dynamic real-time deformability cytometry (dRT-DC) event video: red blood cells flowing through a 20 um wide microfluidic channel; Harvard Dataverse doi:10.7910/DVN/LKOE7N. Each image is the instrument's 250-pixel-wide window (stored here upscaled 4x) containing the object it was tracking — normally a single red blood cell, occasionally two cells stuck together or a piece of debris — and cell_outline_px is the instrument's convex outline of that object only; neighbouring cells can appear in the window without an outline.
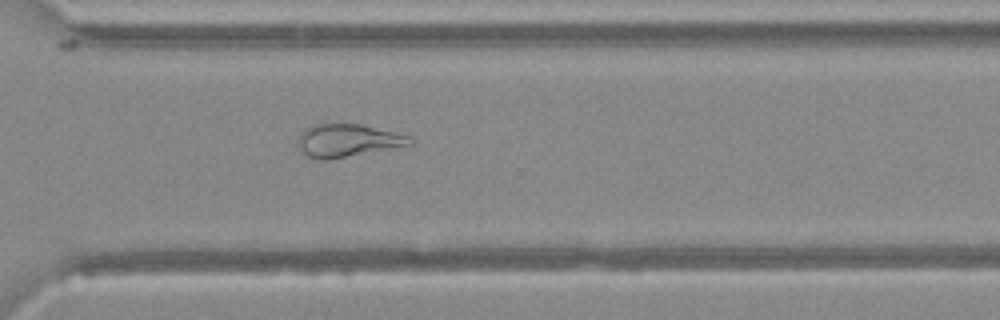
{"species": "Egyptian fruit bat (a non-hibernating species)", "species_latin": "Rousettus aegyptiacus", "temperature_condition": "warm", "stored_images_in_passage": 38, "camera_frame_rate_fps": 3000, "um_per_image_px": 0.085, "animal": {"sex": "female"}, "frame": {"image": 1, "passage_image": 25, "time_ms": 8.0, "image_size_px": [1000, 320], "cell_outline_px": [[416, 144], [328, 160], [320, 160], [308, 156], [300, 148], [300, 132], [304, 128], [312, 124], [360, 124], [408, 136]], "centroid_in_image_um": [29.55, 11.95], "position_along_channel_um": 341.0, "area_um2": 21.15}}
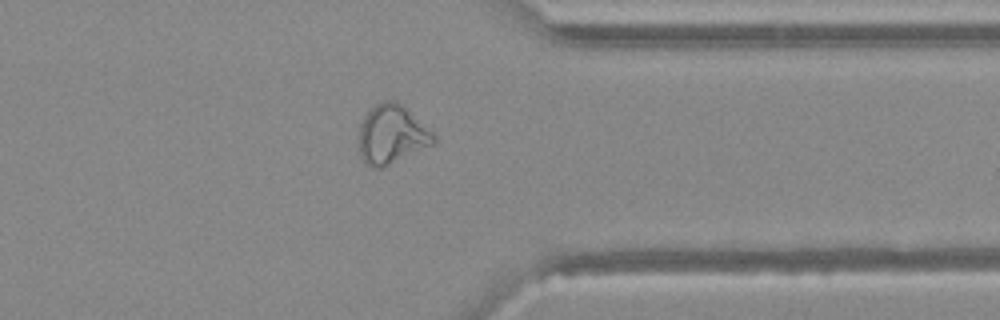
{"frame": {"image": 2, "passage_image": 28, "time_ms": 9.0, "image_size_px": [1000, 320], "cell_outline_px": [[436, 140], [432, 144], [380, 168], [372, 168], [364, 164], [360, 156], [360, 124], [364, 116], [376, 104], [384, 100], [396, 100], [432, 132], [436, 136]], "centroid_in_image_um": [33.26, 11.43], "position_along_channel_um": 378.1, "area_um2": 25.03}}
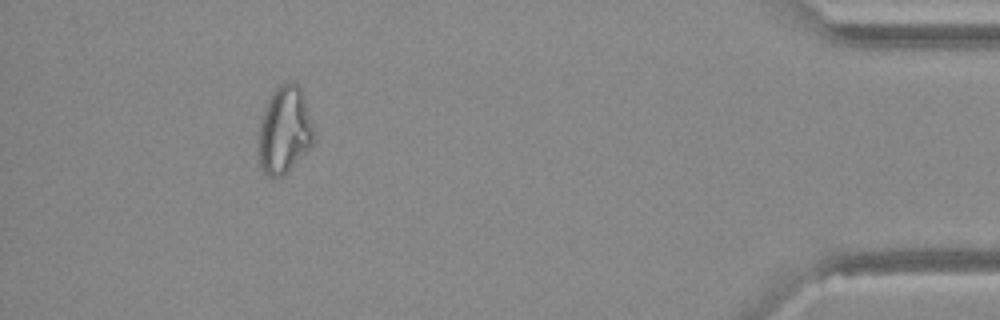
{"frame": {"image": 3, "passage_image": 34, "time_ms": 11.0, "image_size_px": [1000, 320], "cell_outline_px": [[316, 140], [280, 176], [268, 176], [264, 172], [260, 164], [260, 124], [264, 108], [272, 92], [284, 80], [296, 84], [300, 88], [316, 136]], "centroid_in_image_um": [24.18, 11.0], "position_along_channel_um": 411.0, "area_um2": 27.11}}